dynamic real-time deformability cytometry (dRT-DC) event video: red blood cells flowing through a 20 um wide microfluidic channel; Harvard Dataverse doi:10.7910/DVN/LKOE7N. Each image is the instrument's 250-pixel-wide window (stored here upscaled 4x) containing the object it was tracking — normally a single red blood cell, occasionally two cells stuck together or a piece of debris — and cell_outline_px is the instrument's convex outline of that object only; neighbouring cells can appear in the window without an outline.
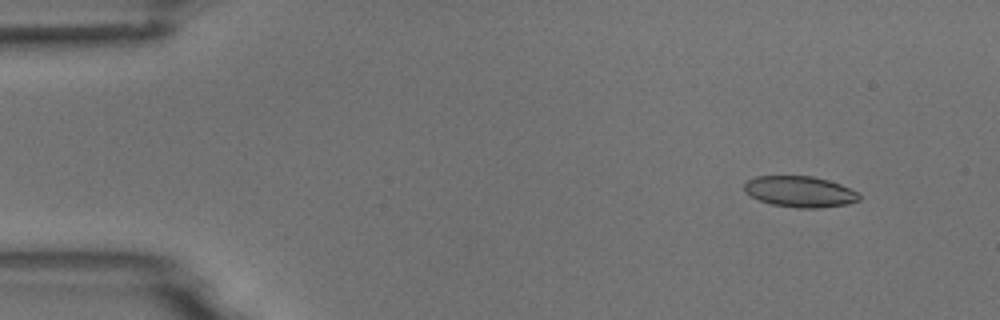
{"species": "common noctule bat (a hibernating species)", "species_latin": "Nyctalus noctula", "temperature_condition": "room temperature", "stored_images_in_passage": 5, "segment_of_instrument_passage": [1, 2], "camera_frame_rate_fps": 3000, "um_per_image_px": 0.085, "animal": {"sex": "male", "body_mass_g": 18.8}, "frame": {"image": 1, "passage_image": 2, "time_ms": 1.0, "image_size_px": [1000, 320], "cell_outline_px": [[860, 200], [848, 204], [820, 208], [796, 208], [772, 204], [760, 200], [744, 192], [744, 184], [748, 180], [756, 176], [812, 176], [828, 180], [840, 184], [856, 192], [860, 196]], "centroid_in_image_um": [67.98, 16.29], "position_along_channel_um": 17.0, "area_um2": 20.69}}
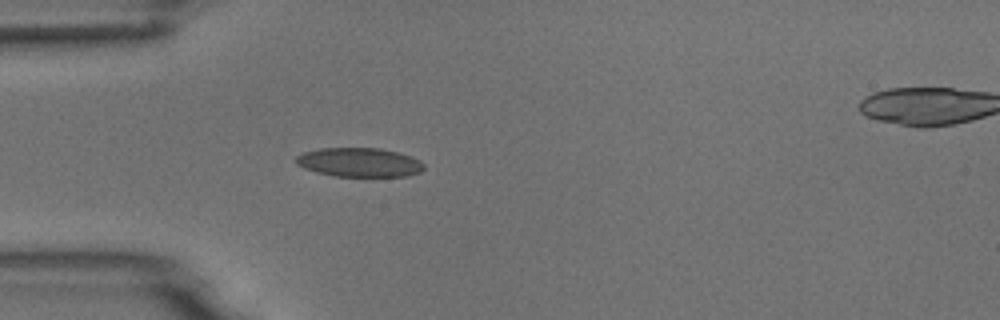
{"frame": {"image": 2, "passage_image": 4, "time_ms": 4.333, "image_size_px": [1000, 320], "cell_outline_px": [[424, 168], [420, 172], [408, 176], [336, 176], [316, 172], [304, 168], [296, 164], [296, 156], [304, 152], [320, 148], [380, 148], [396, 152], [420, 160], [424, 164]], "centroid_in_image_um": [30.53, 13.8], "position_along_channel_um": 54.5, "area_um2": 21.56}}